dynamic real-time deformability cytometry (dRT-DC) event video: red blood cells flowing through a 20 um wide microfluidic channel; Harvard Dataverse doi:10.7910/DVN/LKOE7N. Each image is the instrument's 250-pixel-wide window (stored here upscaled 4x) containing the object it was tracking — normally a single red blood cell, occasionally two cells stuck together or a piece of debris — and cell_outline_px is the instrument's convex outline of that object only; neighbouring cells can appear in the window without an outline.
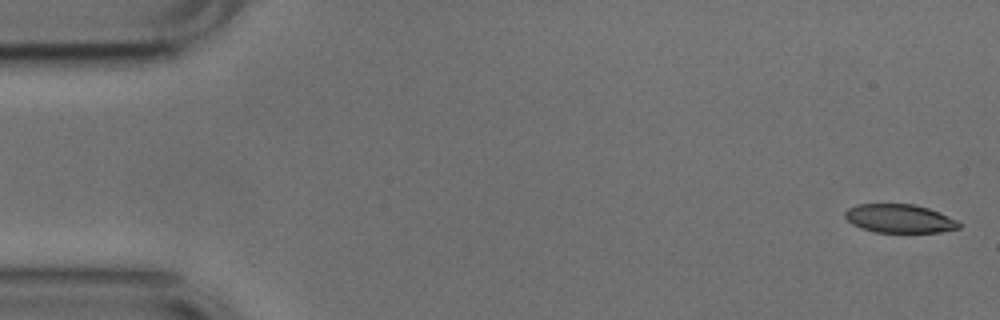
{"species": "common noctule bat (a hibernating species)", "species_latin": "Nyctalus noctula", "temperature_condition": "cold", "stored_images_in_passage": 52, "camera_frame_rate_fps": 3000, "um_per_image_px": 0.085, "animal": {"sex": "male", "body_mass_g": 17.9, "forearm_length_mm": 54.2}, "frame": {"image": 1, "passage_image": 1, "time_ms": 0.0, "image_size_px": [1000, 320], "cell_outline_px": [[960, 228], [940, 232], [876, 232], [860, 228], [852, 224], [844, 216], [844, 212], [848, 208], [856, 204], [912, 204], [928, 208], [956, 220], [960, 224]], "centroid_in_image_um": [76.41, 18.58], "position_along_channel_um": 8.6, "area_um2": 18.84}}
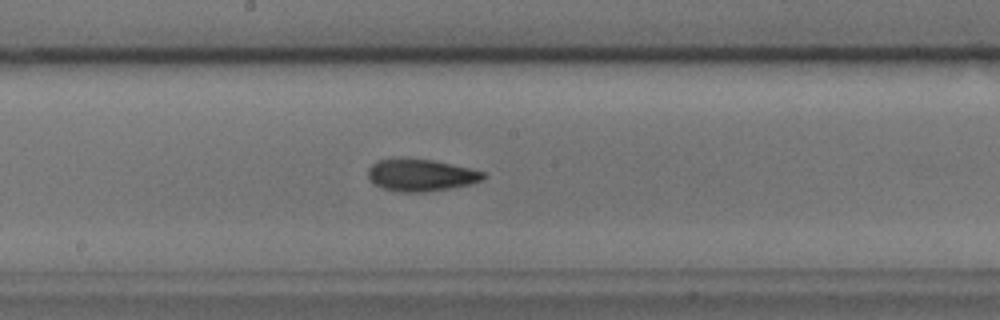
{"frame": {"image": 2, "passage_image": 27, "time_ms": 8.667, "image_size_px": [1000, 320], "cell_outline_px": [[488, 176], [484, 180], [468, 184], [448, 188], [424, 192], [400, 192], [380, 188], [368, 176], [368, 168], [372, 164], [380, 160], [432, 160], [468, 168], [484, 172]], "centroid_in_image_um": [35.8, 14.91], "position_along_channel_um": 212.4, "area_um2": 20.92}}
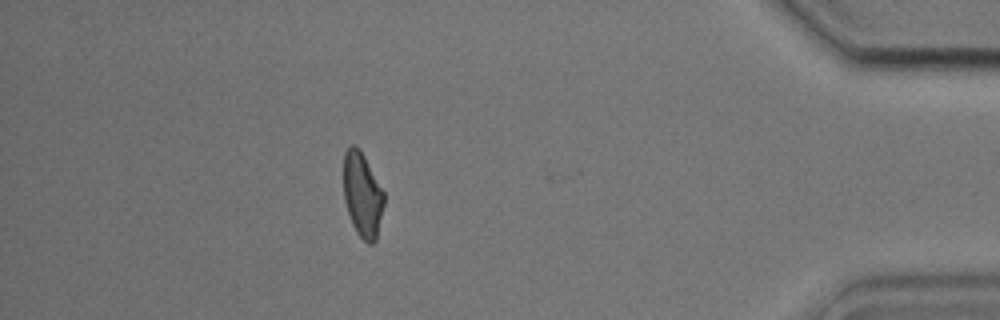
{"frame": {"image": 3, "passage_image": 46, "time_ms": 15.0, "image_size_px": [1000, 320], "cell_outline_px": [[384, 204], [376, 240], [372, 244], [368, 244], [356, 232], [352, 224], [344, 200], [344, 152], [352, 144], [356, 144], [360, 148], [384, 192]], "centroid_in_image_um": [30.8, 16.54], "position_along_channel_um": 404.4, "area_um2": 19.94}, "authors_computed_cell_mechanics": {"area_um2": 20.519, "velocity_mm_per_s": 3.7952, "shape_relaxation_time_tau1_ms": 9.0357, "shape_relaxation_time_tau2_ms": 4.4224, "deformation_change_tau1": 0.2007, "deformation_change_tau2": 0.1155}}